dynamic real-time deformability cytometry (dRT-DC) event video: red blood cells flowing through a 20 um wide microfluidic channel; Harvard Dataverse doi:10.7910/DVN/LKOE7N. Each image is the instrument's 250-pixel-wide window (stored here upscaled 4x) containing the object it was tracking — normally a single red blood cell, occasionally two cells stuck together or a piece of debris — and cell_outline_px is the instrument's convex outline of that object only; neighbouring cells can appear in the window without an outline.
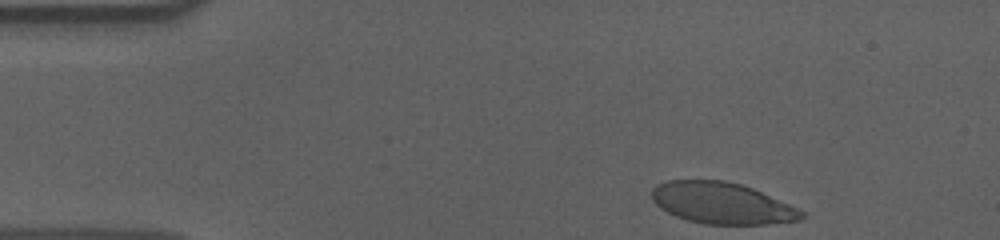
{"species": "human", "species_latin": "Homo sapiens", "temperature_condition": "cold", "stored_images_in_passage": 40, "camera_frame_rate_fps": 3000, "um_per_image_px": 0.085, "donor": {"sex": "male"}, "frame": {"image": 1, "passage_image": 1, "time_ms": 0.0, "image_size_px": [1000, 240], "cell_outline_px": [[808, 216], [800, 220], [764, 224], [704, 224], [688, 220], [676, 216], [660, 208], [652, 200], [652, 188], [656, 184], [668, 180], [724, 180], [740, 184], [752, 188], [788, 204], [804, 212]], "centroid_in_image_um": [61.34, 17.26], "position_along_channel_um": 23.7, "area_um2": 35.95}}
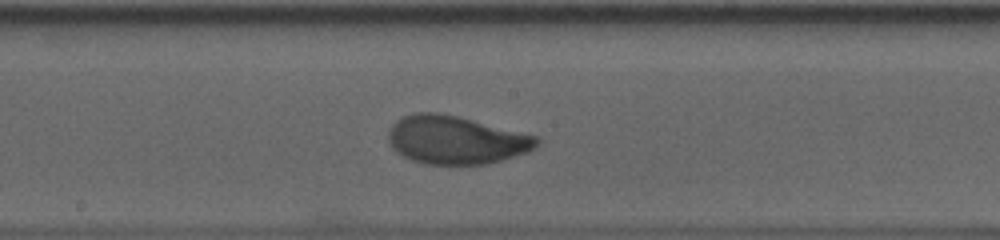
{"frame": {"image": 2, "passage_image": 23, "time_ms": 7.333, "image_size_px": [1000, 240], "cell_outline_px": [[540, 144], [536, 148], [528, 152], [488, 164], [424, 164], [412, 160], [396, 152], [392, 148], [388, 140], [388, 128], [400, 116], [416, 112], [440, 112], [460, 116], [536, 136], [540, 140]], "centroid_in_image_um": [38.73, 11.88], "position_along_channel_um": 209.5, "area_um2": 42.14}}
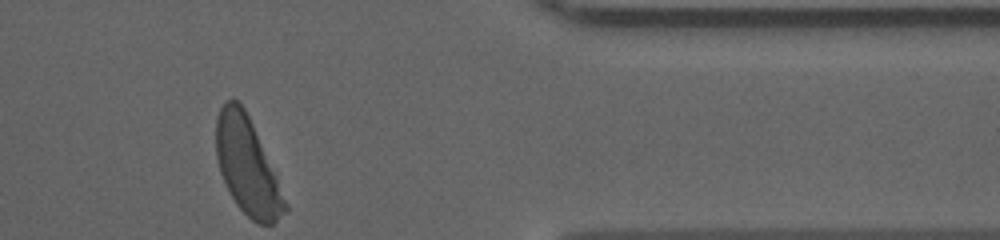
{"frame": {"image": 3, "passage_image": 40, "time_ms": 13.0, "image_size_px": [1000, 240], "cell_outline_px": [[288, 212], [272, 224], [260, 224], [252, 220], [236, 204], [220, 172], [216, 156], [216, 116], [224, 100], [236, 100], [244, 108], [252, 124], [276, 176], [288, 208]], "centroid_in_image_um": [21.0, 14.12], "position_along_channel_um": 390.4, "area_um2": 38.15}, "authors_computed_cell_mechanics": {"area_um2": 40.4889, "velocity_mm_per_s": 3.5901, "shape_relaxation_time_tau1_ms": 3.4887, "shape_relaxation_time_tau2_ms": null, "deformation_change_tau1": 0.1637, "deformation_change_tau2": null}}